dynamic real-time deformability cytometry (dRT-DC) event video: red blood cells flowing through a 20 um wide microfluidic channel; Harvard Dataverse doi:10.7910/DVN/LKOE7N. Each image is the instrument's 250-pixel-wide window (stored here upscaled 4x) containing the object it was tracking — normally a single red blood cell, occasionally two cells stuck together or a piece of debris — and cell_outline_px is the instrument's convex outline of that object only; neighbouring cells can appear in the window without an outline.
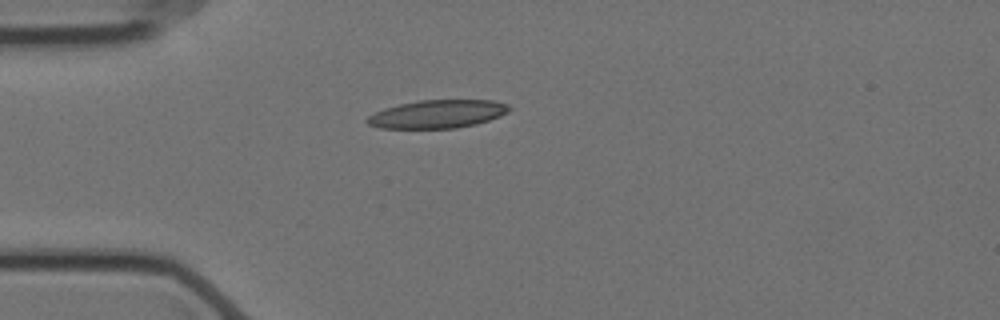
{"species": "Egyptian fruit bat (a non-hibernating species)", "species_latin": "Rousettus aegyptiacus", "temperature_condition": "cold", "stored_images_in_passage": 4, "camera_frame_rate_fps": 3000, "um_per_image_px": 0.085, "animal": {"sex": "female"}, "frame": {"image": 1, "passage_image": 1, "time_ms": 0.0, "image_size_px": [1000, 320], "cell_outline_px": [[512, 108], [508, 112], [500, 116], [476, 124], [456, 128], [380, 128], [368, 124], [364, 120], [368, 116], [384, 108], [400, 104], [420, 100], [496, 100], [508, 104]], "centroid_in_image_um": [37.21, 9.69], "position_along_channel_um": 47.8, "area_um2": 23.35}}